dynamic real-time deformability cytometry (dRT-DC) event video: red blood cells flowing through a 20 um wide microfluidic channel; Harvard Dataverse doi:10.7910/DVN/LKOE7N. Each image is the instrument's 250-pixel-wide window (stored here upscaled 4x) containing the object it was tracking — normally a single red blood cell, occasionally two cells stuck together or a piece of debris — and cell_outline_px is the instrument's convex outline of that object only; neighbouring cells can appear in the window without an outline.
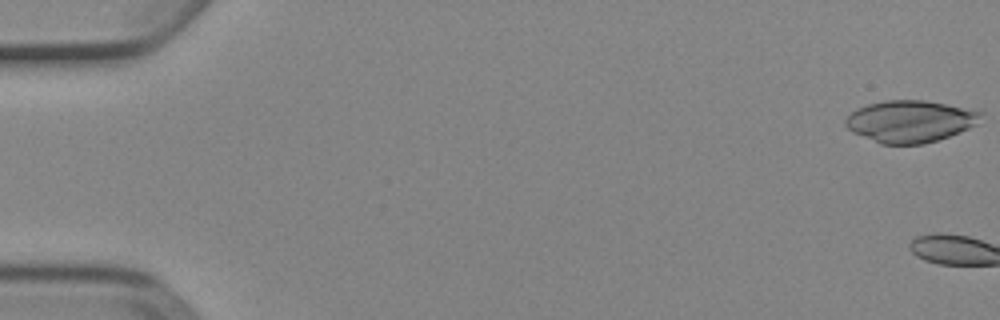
{"species": "Egyptian fruit bat (a non-hibernating species)", "species_latin": "Rousettus aegyptiacus", "temperature_condition": "cold", "stored_images_in_passage": 3, "camera_frame_rate_fps": 3000, "um_per_image_px": 0.085, "animal": {"sex": "female"}, "frame": {"image": 1, "passage_image": 1, "time_ms": 0.0, "image_size_px": [1000, 320], "cell_outline_px": [[984, 112], [976, 124], [960, 132], [924, 144], [880, 144], [852, 132], [844, 124], [844, 120], [856, 108], [868, 104], [884, 100], [924, 100]], "centroid_in_image_um": [77.32, 10.31], "position_along_channel_um": 7.7, "area_um2": 32.89}}